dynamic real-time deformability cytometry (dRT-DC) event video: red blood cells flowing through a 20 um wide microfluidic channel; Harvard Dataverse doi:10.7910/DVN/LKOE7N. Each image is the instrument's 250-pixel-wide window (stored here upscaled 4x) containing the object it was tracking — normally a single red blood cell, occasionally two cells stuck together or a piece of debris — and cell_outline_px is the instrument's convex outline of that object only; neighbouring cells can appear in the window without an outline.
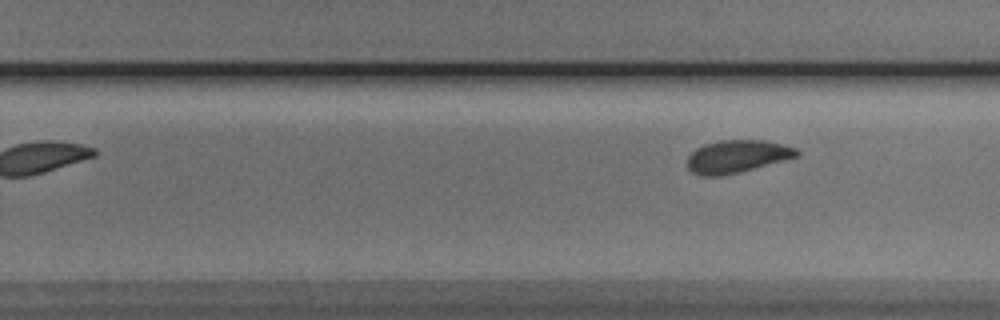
{"species": "Egyptian fruit bat (a non-hibernating species)", "species_latin": "Rousettus aegyptiacus", "temperature_condition": "cold", "stored_images_in_passage": 11, "camera_frame_rate_fps": 3000, "um_per_image_px": 0.085, "animal": {"sex": "male"}, "frame": {"image": 1, "passage_image": 11, "time_ms": 3.333, "image_size_px": [1000, 320], "cell_outline_px": [[800, 156], [740, 172], [720, 176], [700, 176], [692, 172], [688, 168], [688, 156], [696, 148], [704, 144], [720, 140], [764, 140], [796, 148], [800, 152]], "centroid_in_image_um": [62.65, 13.3], "position_along_channel_um": 267.2, "area_um2": 20.87}}